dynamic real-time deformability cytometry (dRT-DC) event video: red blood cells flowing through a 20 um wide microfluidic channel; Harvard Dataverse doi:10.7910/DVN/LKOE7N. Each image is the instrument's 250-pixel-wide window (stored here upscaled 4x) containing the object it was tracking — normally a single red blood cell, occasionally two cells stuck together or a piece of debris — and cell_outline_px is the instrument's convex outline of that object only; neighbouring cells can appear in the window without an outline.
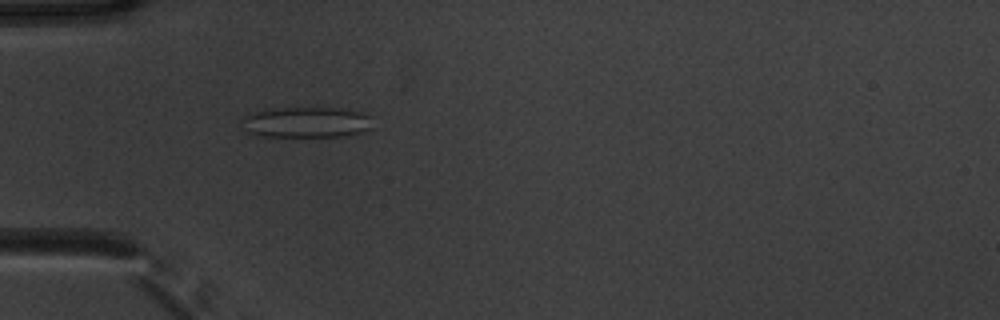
{"species": "common noctule bat (a hibernating species)", "species_latin": "Nyctalus noctula", "temperature_condition": "warm", "stored_images_in_passage": 53, "camera_frame_rate_fps": 3000, "um_per_image_px": 0.085, "animal": {"sex": "male", "body_mass_g": 20.1, "forearm_length_mm": 53.5}, "frame": {"image": 1, "passage_image": 17, "time_ms": 5.333, "image_size_px": [1000, 320], "cell_outline_px": [[372, 128], [364, 132], [344, 136], [264, 136], [248, 132], [240, 120], [240, 116], [264, 108], [288, 104], [340, 108], [360, 112], [372, 116]], "centroid_in_image_um": [26.0, 10.32], "position_along_channel_um": 59.0, "area_um2": 24.85}}
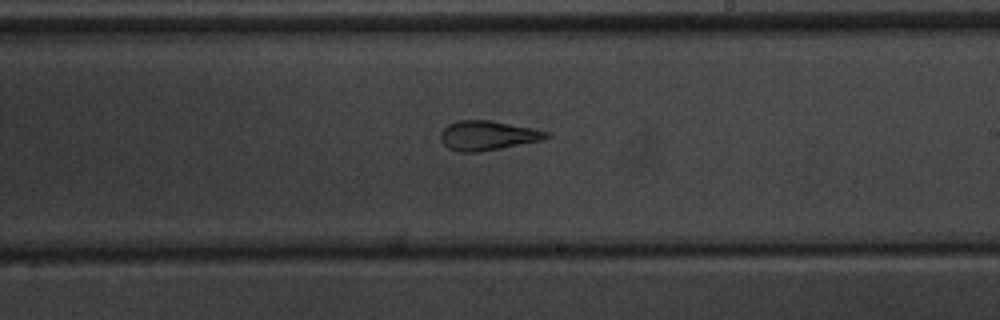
{"frame": {"image": 2, "passage_image": 32, "time_ms": 10.333, "image_size_px": [1000, 320], "cell_outline_px": [[552, 136], [544, 140], [480, 152], [460, 152], [448, 148], [440, 140], [440, 132], [448, 124], [460, 120], [488, 120], [532, 128], [548, 132]], "centroid_in_image_um": [41.45, 11.53], "position_along_channel_um": 247.6, "area_um2": 18.21}}
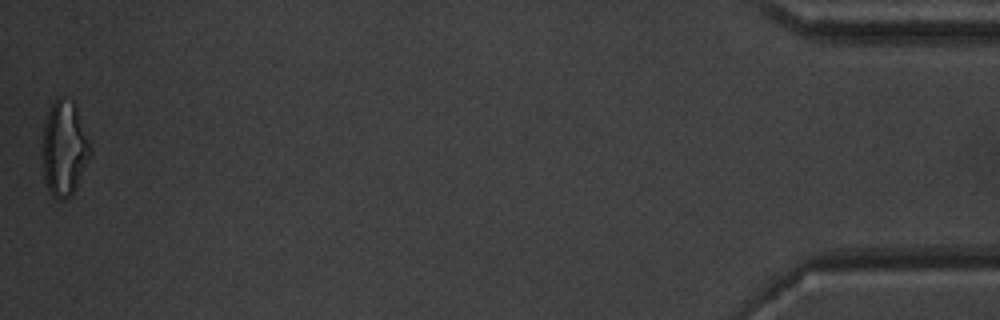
{"frame": {"image": 3, "passage_image": 53, "time_ms": 17.333, "image_size_px": [1000, 320], "cell_outline_px": [[92, 152], [72, 192], [64, 200], [60, 200], [52, 196], [44, 180], [44, 124], [48, 112], [52, 104], [60, 96], [64, 96], [72, 100], [76, 108]], "centroid_in_image_um": [5.45, 12.6], "position_along_channel_um": 429.7, "area_um2": 25.49}, "authors_computed_cell_mechanics": {"area_um2": 20.9814, "velocity_mm_per_s": 3.8637, "shape_relaxation_time_tau1_ms": null, "shape_relaxation_time_tau2_ms": 2.0419, "deformation_change_tau1": null, "deformation_change_tau2": 0.1244}}